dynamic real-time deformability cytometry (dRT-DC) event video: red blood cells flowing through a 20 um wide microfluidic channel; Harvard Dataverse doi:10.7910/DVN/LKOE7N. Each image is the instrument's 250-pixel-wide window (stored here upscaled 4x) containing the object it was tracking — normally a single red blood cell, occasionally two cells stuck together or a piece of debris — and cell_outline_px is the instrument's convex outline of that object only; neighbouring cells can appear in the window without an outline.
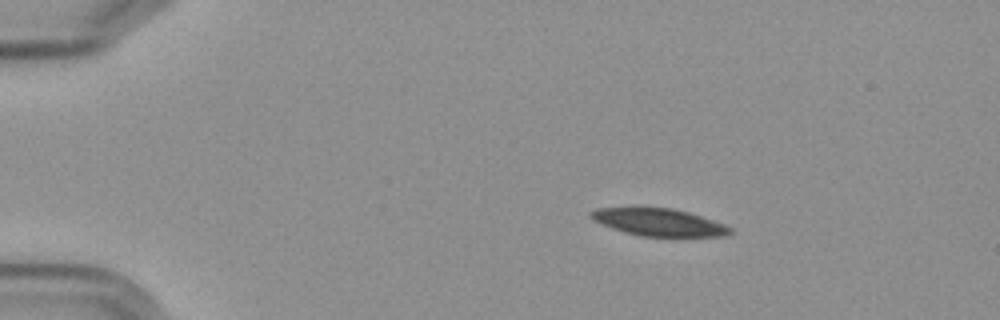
{"species": "Egyptian fruit bat (a non-hibernating species)", "species_latin": "Rousettus aegyptiacus", "temperature_condition": "cold", "stored_images_in_passage": 5, "camera_frame_rate_fps": 3000, "um_per_image_px": 0.085, "frame": {"image": 1, "passage_image": 2, "time_ms": 1.333, "image_size_px": [1000, 320], "cell_outline_px": [[732, 232], [728, 236], [640, 236], [612, 228], [588, 216], [588, 212], [596, 208], [672, 208], [688, 212], [724, 224], [732, 228]], "centroid_in_image_um": [56.02, 18.89], "position_along_channel_um": 29.0, "area_um2": 21.85}}